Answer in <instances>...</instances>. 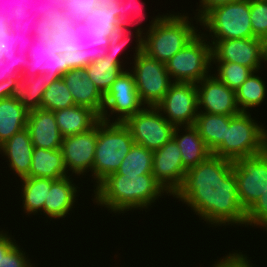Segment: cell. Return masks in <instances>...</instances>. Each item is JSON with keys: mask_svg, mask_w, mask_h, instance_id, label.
Instances as JSON below:
<instances>
[{"mask_svg": "<svg viewBox=\"0 0 267 267\" xmlns=\"http://www.w3.org/2000/svg\"><path fill=\"white\" fill-rule=\"evenodd\" d=\"M213 225L246 226V211L237 194L233 161L211 154L186 171L181 188L173 196ZM233 223V224H232Z\"/></svg>", "mask_w": 267, "mask_h": 267, "instance_id": "cell-1", "label": "cell"}, {"mask_svg": "<svg viewBox=\"0 0 267 267\" xmlns=\"http://www.w3.org/2000/svg\"><path fill=\"white\" fill-rule=\"evenodd\" d=\"M94 192V201L98 205L114 213H124L135 208H148L166 191L153 174H142L108 175Z\"/></svg>", "mask_w": 267, "mask_h": 267, "instance_id": "cell-2", "label": "cell"}, {"mask_svg": "<svg viewBox=\"0 0 267 267\" xmlns=\"http://www.w3.org/2000/svg\"><path fill=\"white\" fill-rule=\"evenodd\" d=\"M186 15L156 16L143 36V52L157 61L167 63L199 33ZM198 32V33H197Z\"/></svg>", "mask_w": 267, "mask_h": 267, "instance_id": "cell-3", "label": "cell"}, {"mask_svg": "<svg viewBox=\"0 0 267 267\" xmlns=\"http://www.w3.org/2000/svg\"><path fill=\"white\" fill-rule=\"evenodd\" d=\"M129 128L121 122H97V142L92 168L95 187L115 173L134 144Z\"/></svg>", "mask_w": 267, "mask_h": 267, "instance_id": "cell-4", "label": "cell"}, {"mask_svg": "<svg viewBox=\"0 0 267 267\" xmlns=\"http://www.w3.org/2000/svg\"><path fill=\"white\" fill-rule=\"evenodd\" d=\"M266 150L267 130L263 125H258L249 112H241L226 122L225 139L212 154L236 161L262 154Z\"/></svg>", "mask_w": 267, "mask_h": 267, "instance_id": "cell-5", "label": "cell"}, {"mask_svg": "<svg viewBox=\"0 0 267 267\" xmlns=\"http://www.w3.org/2000/svg\"><path fill=\"white\" fill-rule=\"evenodd\" d=\"M140 27H135L137 31L135 38L138 43L135 47V61L131 71L141 102L147 106H156L174 82L167 72L165 63L157 61L143 52V30Z\"/></svg>", "mask_w": 267, "mask_h": 267, "instance_id": "cell-6", "label": "cell"}, {"mask_svg": "<svg viewBox=\"0 0 267 267\" xmlns=\"http://www.w3.org/2000/svg\"><path fill=\"white\" fill-rule=\"evenodd\" d=\"M199 23L207 29L213 40L255 38L251 26L250 0L215 6L200 18Z\"/></svg>", "mask_w": 267, "mask_h": 267, "instance_id": "cell-7", "label": "cell"}, {"mask_svg": "<svg viewBox=\"0 0 267 267\" xmlns=\"http://www.w3.org/2000/svg\"><path fill=\"white\" fill-rule=\"evenodd\" d=\"M205 35L198 34L166 63L170 78H174L173 82L197 84L209 76L212 62L211 44L210 41L207 42Z\"/></svg>", "mask_w": 267, "mask_h": 267, "instance_id": "cell-8", "label": "cell"}, {"mask_svg": "<svg viewBox=\"0 0 267 267\" xmlns=\"http://www.w3.org/2000/svg\"><path fill=\"white\" fill-rule=\"evenodd\" d=\"M124 124L136 144L155 151L173 138L175 126L170 124L156 106L143 107Z\"/></svg>", "mask_w": 267, "mask_h": 267, "instance_id": "cell-9", "label": "cell"}, {"mask_svg": "<svg viewBox=\"0 0 267 267\" xmlns=\"http://www.w3.org/2000/svg\"><path fill=\"white\" fill-rule=\"evenodd\" d=\"M239 201L247 212L267 190V150L233 161Z\"/></svg>", "mask_w": 267, "mask_h": 267, "instance_id": "cell-10", "label": "cell"}, {"mask_svg": "<svg viewBox=\"0 0 267 267\" xmlns=\"http://www.w3.org/2000/svg\"><path fill=\"white\" fill-rule=\"evenodd\" d=\"M156 107L175 127L194 125L199 112L196 84L174 82Z\"/></svg>", "mask_w": 267, "mask_h": 267, "instance_id": "cell-11", "label": "cell"}, {"mask_svg": "<svg viewBox=\"0 0 267 267\" xmlns=\"http://www.w3.org/2000/svg\"><path fill=\"white\" fill-rule=\"evenodd\" d=\"M144 106L139 98L132 72L125 70L121 72L104 95V105L99 118L102 121L110 122V114L107 112L109 110L111 115L118 113L114 122L124 123Z\"/></svg>", "mask_w": 267, "mask_h": 267, "instance_id": "cell-12", "label": "cell"}, {"mask_svg": "<svg viewBox=\"0 0 267 267\" xmlns=\"http://www.w3.org/2000/svg\"><path fill=\"white\" fill-rule=\"evenodd\" d=\"M212 62H232L258 72L265 62L264 41L258 38L211 40Z\"/></svg>", "mask_w": 267, "mask_h": 267, "instance_id": "cell-13", "label": "cell"}, {"mask_svg": "<svg viewBox=\"0 0 267 267\" xmlns=\"http://www.w3.org/2000/svg\"><path fill=\"white\" fill-rule=\"evenodd\" d=\"M186 171L180 149L173 138L153 151L152 174L167 194L174 196L181 188Z\"/></svg>", "mask_w": 267, "mask_h": 267, "instance_id": "cell-14", "label": "cell"}, {"mask_svg": "<svg viewBox=\"0 0 267 267\" xmlns=\"http://www.w3.org/2000/svg\"><path fill=\"white\" fill-rule=\"evenodd\" d=\"M96 142L97 123L88 131L63 137L60 149L67 173L69 170L79 176L84 175L86 171L92 172Z\"/></svg>", "mask_w": 267, "mask_h": 267, "instance_id": "cell-15", "label": "cell"}, {"mask_svg": "<svg viewBox=\"0 0 267 267\" xmlns=\"http://www.w3.org/2000/svg\"><path fill=\"white\" fill-rule=\"evenodd\" d=\"M196 86L198 109L201 110L199 112L220 115H238L241 113L236 101V91L228 88L213 74L203 78ZM201 108L205 111H202Z\"/></svg>", "mask_w": 267, "mask_h": 267, "instance_id": "cell-16", "label": "cell"}, {"mask_svg": "<svg viewBox=\"0 0 267 267\" xmlns=\"http://www.w3.org/2000/svg\"><path fill=\"white\" fill-rule=\"evenodd\" d=\"M52 41L44 43L37 38L27 52L28 62L21 75L36 76L48 73V76H63L66 73V60L52 48Z\"/></svg>", "mask_w": 267, "mask_h": 267, "instance_id": "cell-17", "label": "cell"}, {"mask_svg": "<svg viewBox=\"0 0 267 267\" xmlns=\"http://www.w3.org/2000/svg\"><path fill=\"white\" fill-rule=\"evenodd\" d=\"M26 129L34 147L60 149L63 136L53 111L36 109L28 112Z\"/></svg>", "mask_w": 267, "mask_h": 267, "instance_id": "cell-18", "label": "cell"}, {"mask_svg": "<svg viewBox=\"0 0 267 267\" xmlns=\"http://www.w3.org/2000/svg\"><path fill=\"white\" fill-rule=\"evenodd\" d=\"M62 79L68 87L75 105L90 108L99 117L101 116L104 95L89 79L84 68L69 70L62 76Z\"/></svg>", "mask_w": 267, "mask_h": 267, "instance_id": "cell-19", "label": "cell"}, {"mask_svg": "<svg viewBox=\"0 0 267 267\" xmlns=\"http://www.w3.org/2000/svg\"><path fill=\"white\" fill-rule=\"evenodd\" d=\"M1 151L9 159L10 169L15 171V174L20 179L26 178L29 175L34 146L29 131L26 128L1 144Z\"/></svg>", "mask_w": 267, "mask_h": 267, "instance_id": "cell-20", "label": "cell"}, {"mask_svg": "<svg viewBox=\"0 0 267 267\" xmlns=\"http://www.w3.org/2000/svg\"><path fill=\"white\" fill-rule=\"evenodd\" d=\"M59 78L62 76H48L46 72L36 76L21 75L17 78L11 97L23 105L28 112L40 109L44 91Z\"/></svg>", "mask_w": 267, "mask_h": 267, "instance_id": "cell-21", "label": "cell"}, {"mask_svg": "<svg viewBox=\"0 0 267 267\" xmlns=\"http://www.w3.org/2000/svg\"><path fill=\"white\" fill-rule=\"evenodd\" d=\"M179 128H182V126L175 127L173 139L180 149L182 164L188 170L206 160L212 152L208 149L194 125L183 126L185 134L182 135L178 134L180 133Z\"/></svg>", "mask_w": 267, "mask_h": 267, "instance_id": "cell-22", "label": "cell"}, {"mask_svg": "<svg viewBox=\"0 0 267 267\" xmlns=\"http://www.w3.org/2000/svg\"><path fill=\"white\" fill-rule=\"evenodd\" d=\"M71 175L56 179L52 182L47 200L44 203V213L54 219L66 217L68 212L73 208L76 198L77 188Z\"/></svg>", "mask_w": 267, "mask_h": 267, "instance_id": "cell-23", "label": "cell"}, {"mask_svg": "<svg viewBox=\"0 0 267 267\" xmlns=\"http://www.w3.org/2000/svg\"><path fill=\"white\" fill-rule=\"evenodd\" d=\"M54 115L63 137L88 131L100 120L90 108L78 105L54 111Z\"/></svg>", "mask_w": 267, "mask_h": 267, "instance_id": "cell-24", "label": "cell"}, {"mask_svg": "<svg viewBox=\"0 0 267 267\" xmlns=\"http://www.w3.org/2000/svg\"><path fill=\"white\" fill-rule=\"evenodd\" d=\"M31 167L27 177L60 179L68 176L61 149L34 147Z\"/></svg>", "mask_w": 267, "mask_h": 267, "instance_id": "cell-25", "label": "cell"}, {"mask_svg": "<svg viewBox=\"0 0 267 267\" xmlns=\"http://www.w3.org/2000/svg\"><path fill=\"white\" fill-rule=\"evenodd\" d=\"M28 111L12 97L0 99V145L26 128Z\"/></svg>", "mask_w": 267, "mask_h": 267, "instance_id": "cell-26", "label": "cell"}, {"mask_svg": "<svg viewBox=\"0 0 267 267\" xmlns=\"http://www.w3.org/2000/svg\"><path fill=\"white\" fill-rule=\"evenodd\" d=\"M231 116L235 115L198 112L194 126L211 152L224 141L226 122L230 121Z\"/></svg>", "mask_w": 267, "mask_h": 267, "instance_id": "cell-27", "label": "cell"}, {"mask_svg": "<svg viewBox=\"0 0 267 267\" xmlns=\"http://www.w3.org/2000/svg\"><path fill=\"white\" fill-rule=\"evenodd\" d=\"M54 180L49 178L26 177L21 179L22 194L25 213L32 214L44 212V203L47 200L51 184Z\"/></svg>", "mask_w": 267, "mask_h": 267, "instance_id": "cell-28", "label": "cell"}, {"mask_svg": "<svg viewBox=\"0 0 267 267\" xmlns=\"http://www.w3.org/2000/svg\"><path fill=\"white\" fill-rule=\"evenodd\" d=\"M119 59L111 57H103L97 61H93L89 66L85 67L89 79L95 84L100 92L105 95L110 89L112 83L124 71Z\"/></svg>", "mask_w": 267, "mask_h": 267, "instance_id": "cell-29", "label": "cell"}, {"mask_svg": "<svg viewBox=\"0 0 267 267\" xmlns=\"http://www.w3.org/2000/svg\"><path fill=\"white\" fill-rule=\"evenodd\" d=\"M153 151L134 143L119 169L110 175L152 174Z\"/></svg>", "mask_w": 267, "mask_h": 267, "instance_id": "cell-30", "label": "cell"}, {"mask_svg": "<svg viewBox=\"0 0 267 267\" xmlns=\"http://www.w3.org/2000/svg\"><path fill=\"white\" fill-rule=\"evenodd\" d=\"M253 72L236 90V101L241 112L259 106L267 94L265 81Z\"/></svg>", "mask_w": 267, "mask_h": 267, "instance_id": "cell-31", "label": "cell"}, {"mask_svg": "<svg viewBox=\"0 0 267 267\" xmlns=\"http://www.w3.org/2000/svg\"><path fill=\"white\" fill-rule=\"evenodd\" d=\"M76 31L74 52L92 48H107L109 44V34L111 32L98 31L83 21L76 23Z\"/></svg>", "mask_w": 267, "mask_h": 267, "instance_id": "cell-32", "label": "cell"}, {"mask_svg": "<svg viewBox=\"0 0 267 267\" xmlns=\"http://www.w3.org/2000/svg\"><path fill=\"white\" fill-rule=\"evenodd\" d=\"M74 105L73 97L62 78L51 83L41 99V108L53 112Z\"/></svg>", "mask_w": 267, "mask_h": 267, "instance_id": "cell-33", "label": "cell"}, {"mask_svg": "<svg viewBox=\"0 0 267 267\" xmlns=\"http://www.w3.org/2000/svg\"><path fill=\"white\" fill-rule=\"evenodd\" d=\"M84 22L90 24L93 29L108 32H112L113 29L123 24L120 21L119 5H110L104 8L97 6L87 15Z\"/></svg>", "mask_w": 267, "mask_h": 267, "instance_id": "cell-34", "label": "cell"}, {"mask_svg": "<svg viewBox=\"0 0 267 267\" xmlns=\"http://www.w3.org/2000/svg\"><path fill=\"white\" fill-rule=\"evenodd\" d=\"M217 74L214 76L228 88L236 91L254 72L251 68L232 62H217Z\"/></svg>", "mask_w": 267, "mask_h": 267, "instance_id": "cell-35", "label": "cell"}, {"mask_svg": "<svg viewBox=\"0 0 267 267\" xmlns=\"http://www.w3.org/2000/svg\"><path fill=\"white\" fill-rule=\"evenodd\" d=\"M107 48H92L77 52L63 54L66 60V73L72 69L85 68L93 61H97L106 55Z\"/></svg>", "mask_w": 267, "mask_h": 267, "instance_id": "cell-36", "label": "cell"}, {"mask_svg": "<svg viewBox=\"0 0 267 267\" xmlns=\"http://www.w3.org/2000/svg\"><path fill=\"white\" fill-rule=\"evenodd\" d=\"M34 2L35 0H0V15L8 19L9 25L14 20L25 21L31 17L29 9Z\"/></svg>", "mask_w": 267, "mask_h": 267, "instance_id": "cell-37", "label": "cell"}, {"mask_svg": "<svg viewBox=\"0 0 267 267\" xmlns=\"http://www.w3.org/2000/svg\"><path fill=\"white\" fill-rule=\"evenodd\" d=\"M250 16L253 35L267 39V0H250Z\"/></svg>", "mask_w": 267, "mask_h": 267, "instance_id": "cell-38", "label": "cell"}, {"mask_svg": "<svg viewBox=\"0 0 267 267\" xmlns=\"http://www.w3.org/2000/svg\"><path fill=\"white\" fill-rule=\"evenodd\" d=\"M61 6L73 22H84L87 15L98 6V0H64Z\"/></svg>", "mask_w": 267, "mask_h": 267, "instance_id": "cell-39", "label": "cell"}, {"mask_svg": "<svg viewBox=\"0 0 267 267\" xmlns=\"http://www.w3.org/2000/svg\"><path fill=\"white\" fill-rule=\"evenodd\" d=\"M130 32L132 33L129 26L126 27L124 24L113 29L109 34V44L107 46V52L104 57L119 59V52L125 48L126 44L129 43L131 39L132 34H130Z\"/></svg>", "mask_w": 267, "mask_h": 267, "instance_id": "cell-40", "label": "cell"}, {"mask_svg": "<svg viewBox=\"0 0 267 267\" xmlns=\"http://www.w3.org/2000/svg\"><path fill=\"white\" fill-rule=\"evenodd\" d=\"M76 32V23L71 26V29L53 31L51 34V46L56 51V54L61 55L66 52H74Z\"/></svg>", "mask_w": 267, "mask_h": 267, "instance_id": "cell-41", "label": "cell"}, {"mask_svg": "<svg viewBox=\"0 0 267 267\" xmlns=\"http://www.w3.org/2000/svg\"><path fill=\"white\" fill-rule=\"evenodd\" d=\"M246 225L262 226L267 230V190L259 200L246 212Z\"/></svg>", "mask_w": 267, "mask_h": 267, "instance_id": "cell-42", "label": "cell"}, {"mask_svg": "<svg viewBox=\"0 0 267 267\" xmlns=\"http://www.w3.org/2000/svg\"><path fill=\"white\" fill-rule=\"evenodd\" d=\"M14 33L10 30L8 19L0 15V57L16 55Z\"/></svg>", "mask_w": 267, "mask_h": 267, "instance_id": "cell-43", "label": "cell"}, {"mask_svg": "<svg viewBox=\"0 0 267 267\" xmlns=\"http://www.w3.org/2000/svg\"><path fill=\"white\" fill-rule=\"evenodd\" d=\"M135 1H137V0H123V1H121L120 2V4H119V9H120V21L126 26V27H128V25L129 26H131L135 21H136V23H134V25L135 24H139V23H141L142 21H143V19H145L144 17V15H142L143 13H139V12H141V11H143L144 9H143V6H141V5H143L142 3L140 4L139 2L137 3V2H135ZM139 4V5H137L138 6V8H137V6H135L136 4ZM135 4V5H134ZM134 5V6H133ZM133 7V8H132ZM130 9V10H129ZM131 10H132V13L134 14L135 12V15L137 14L138 16H136V17H139L138 19H136V20H134V21H132V19L130 20V17H131ZM134 10H135V12H134ZM134 15V16H135ZM142 15V16H141ZM133 17V16H132ZM135 17V18H136ZM142 17V18H141ZM138 20V21H137ZM133 22V23H132Z\"/></svg>", "mask_w": 267, "mask_h": 267, "instance_id": "cell-44", "label": "cell"}, {"mask_svg": "<svg viewBox=\"0 0 267 267\" xmlns=\"http://www.w3.org/2000/svg\"><path fill=\"white\" fill-rule=\"evenodd\" d=\"M0 267H33L17 243L5 254ZM35 267V266H34Z\"/></svg>", "mask_w": 267, "mask_h": 267, "instance_id": "cell-45", "label": "cell"}, {"mask_svg": "<svg viewBox=\"0 0 267 267\" xmlns=\"http://www.w3.org/2000/svg\"><path fill=\"white\" fill-rule=\"evenodd\" d=\"M49 22L53 31L71 29V26L75 24V22L65 15V11L61 5L49 16Z\"/></svg>", "mask_w": 267, "mask_h": 267, "instance_id": "cell-46", "label": "cell"}, {"mask_svg": "<svg viewBox=\"0 0 267 267\" xmlns=\"http://www.w3.org/2000/svg\"><path fill=\"white\" fill-rule=\"evenodd\" d=\"M239 253H229L224 259H220L213 267H252L247 256Z\"/></svg>", "mask_w": 267, "mask_h": 267, "instance_id": "cell-47", "label": "cell"}, {"mask_svg": "<svg viewBox=\"0 0 267 267\" xmlns=\"http://www.w3.org/2000/svg\"><path fill=\"white\" fill-rule=\"evenodd\" d=\"M53 33L50 26L49 17H40L33 27V36L44 43H48L51 40V34Z\"/></svg>", "mask_w": 267, "mask_h": 267, "instance_id": "cell-48", "label": "cell"}, {"mask_svg": "<svg viewBox=\"0 0 267 267\" xmlns=\"http://www.w3.org/2000/svg\"><path fill=\"white\" fill-rule=\"evenodd\" d=\"M60 5L53 0H35L29 12L40 17H49Z\"/></svg>", "mask_w": 267, "mask_h": 267, "instance_id": "cell-49", "label": "cell"}, {"mask_svg": "<svg viewBox=\"0 0 267 267\" xmlns=\"http://www.w3.org/2000/svg\"><path fill=\"white\" fill-rule=\"evenodd\" d=\"M38 19L39 17L32 13L31 17L25 21L14 20L10 25V30L14 34H33V27Z\"/></svg>", "mask_w": 267, "mask_h": 267, "instance_id": "cell-50", "label": "cell"}, {"mask_svg": "<svg viewBox=\"0 0 267 267\" xmlns=\"http://www.w3.org/2000/svg\"><path fill=\"white\" fill-rule=\"evenodd\" d=\"M15 48L18 54L27 55L29 47L32 45L33 34H14Z\"/></svg>", "mask_w": 267, "mask_h": 267, "instance_id": "cell-51", "label": "cell"}, {"mask_svg": "<svg viewBox=\"0 0 267 267\" xmlns=\"http://www.w3.org/2000/svg\"><path fill=\"white\" fill-rule=\"evenodd\" d=\"M21 73L18 71V64H11L0 60V83L8 77H19Z\"/></svg>", "mask_w": 267, "mask_h": 267, "instance_id": "cell-52", "label": "cell"}, {"mask_svg": "<svg viewBox=\"0 0 267 267\" xmlns=\"http://www.w3.org/2000/svg\"><path fill=\"white\" fill-rule=\"evenodd\" d=\"M234 1H240V0H200V8L198 9V15H195V17L197 16V21L196 22H200V18L211 8L221 5V4H225V3H230V2H234Z\"/></svg>", "mask_w": 267, "mask_h": 267, "instance_id": "cell-53", "label": "cell"}, {"mask_svg": "<svg viewBox=\"0 0 267 267\" xmlns=\"http://www.w3.org/2000/svg\"><path fill=\"white\" fill-rule=\"evenodd\" d=\"M18 77H8L0 83V99L11 97Z\"/></svg>", "mask_w": 267, "mask_h": 267, "instance_id": "cell-54", "label": "cell"}, {"mask_svg": "<svg viewBox=\"0 0 267 267\" xmlns=\"http://www.w3.org/2000/svg\"><path fill=\"white\" fill-rule=\"evenodd\" d=\"M15 241L9 235L0 231V266L5 254L16 244Z\"/></svg>", "mask_w": 267, "mask_h": 267, "instance_id": "cell-55", "label": "cell"}, {"mask_svg": "<svg viewBox=\"0 0 267 267\" xmlns=\"http://www.w3.org/2000/svg\"><path fill=\"white\" fill-rule=\"evenodd\" d=\"M4 62H8L11 64H18V71L22 74L23 70L25 69L27 62H28V56L27 55H10V56H2L1 57Z\"/></svg>", "mask_w": 267, "mask_h": 267, "instance_id": "cell-56", "label": "cell"}, {"mask_svg": "<svg viewBox=\"0 0 267 267\" xmlns=\"http://www.w3.org/2000/svg\"><path fill=\"white\" fill-rule=\"evenodd\" d=\"M120 2V0H98V6L104 8L110 5H119Z\"/></svg>", "mask_w": 267, "mask_h": 267, "instance_id": "cell-57", "label": "cell"}, {"mask_svg": "<svg viewBox=\"0 0 267 267\" xmlns=\"http://www.w3.org/2000/svg\"><path fill=\"white\" fill-rule=\"evenodd\" d=\"M265 61H267V41H264Z\"/></svg>", "mask_w": 267, "mask_h": 267, "instance_id": "cell-58", "label": "cell"}, {"mask_svg": "<svg viewBox=\"0 0 267 267\" xmlns=\"http://www.w3.org/2000/svg\"><path fill=\"white\" fill-rule=\"evenodd\" d=\"M54 2L58 3L59 5H62L64 0H53Z\"/></svg>", "mask_w": 267, "mask_h": 267, "instance_id": "cell-59", "label": "cell"}]
</instances>
